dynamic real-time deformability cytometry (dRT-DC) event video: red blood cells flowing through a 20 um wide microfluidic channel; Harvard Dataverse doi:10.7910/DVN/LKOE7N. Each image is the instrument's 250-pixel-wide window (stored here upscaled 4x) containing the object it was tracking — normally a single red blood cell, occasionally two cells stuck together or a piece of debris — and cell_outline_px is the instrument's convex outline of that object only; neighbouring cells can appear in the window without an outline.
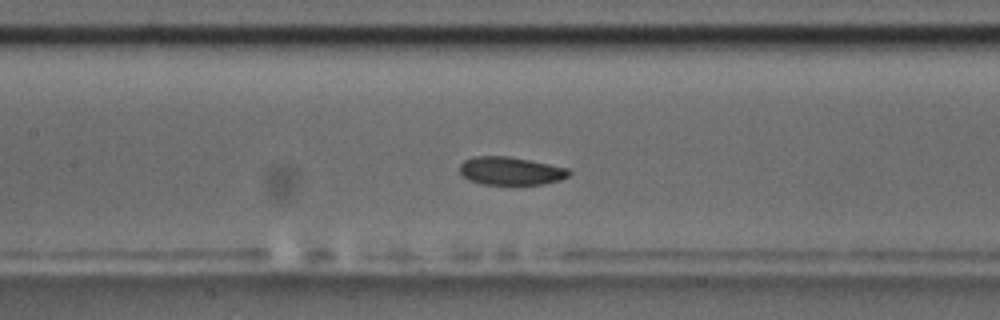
{"species": "common noctule bat (a hibernating species)", "species_latin": "Nyctalus noctula", "temperature_condition": "room temperature", "stored_images_in_passage": 49, "camera_frame_rate_fps": 3000, "um_per_image_px": 0.085, "animal": {"sex": "male", "body_mass_g": 17.5, "forearm_length_mm": 52.3}, "frame": {"image": 1, "passage_image": 18, "time_ms": 5.667, "image_size_px": [1000, 320], "cell_outline_px": [[572, 172], [568, 176], [560, 180], [544, 184], [484, 184], [468, 180], [460, 176], [460, 164], [464, 160], [472, 156], [508, 156], [568, 168]], "centroid_in_image_um": [43.37, 14.53], "position_along_channel_um": 164.0, "area_um2": 17.92}}
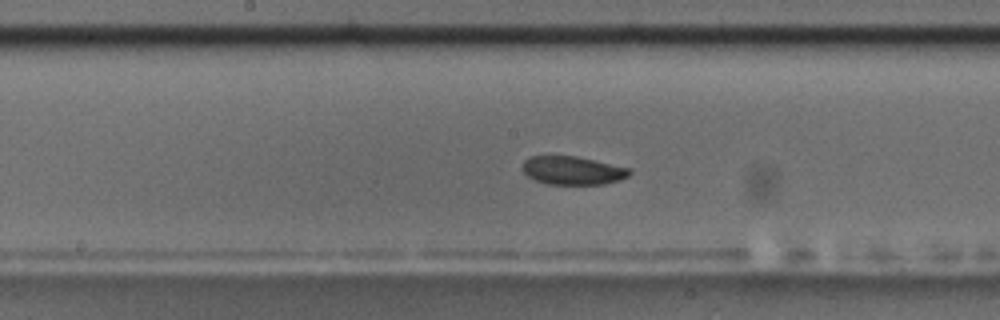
{"frame": {"image": 2, "passage_image": 21, "time_ms": 6.667, "image_size_px": [1000, 320], "cell_outline_px": [[632, 172], [628, 176], [620, 180], [604, 184], [548, 184], [536, 180], [528, 176], [520, 168], [524, 160], [528, 156], [576, 156], [628, 168]], "centroid_in_image_um": [48.63, 14.49], "position_along_channel_um": 199.6, "area_um2": 17.63}}
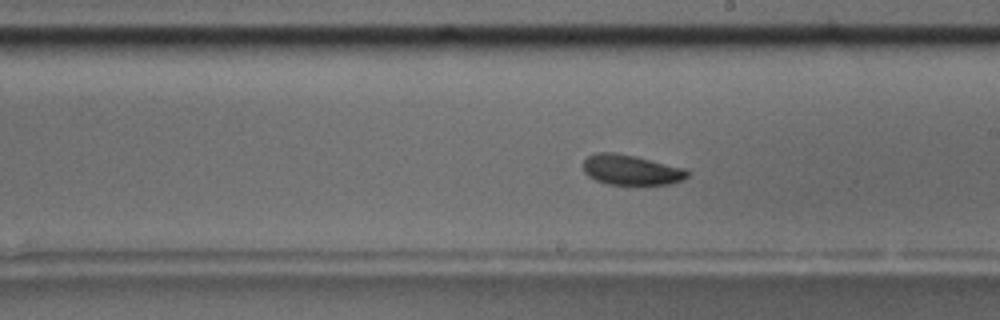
{"frame": {"image": 3, "passage_image": 24, "time_ms": 7.667, "image_size_px": [1000, 320], "cell_outline_px": [[688, 176], [684, 180], [668, 184], [608, 184], [596, 180], [588, 176], [584, 172], [584, 160], [588, 156], [596, 152], [616, 152], [636, 156], [688, 168]], "centroid_in_image_um": [53.68, 14.42], "position_along_channel_um": 235.3, "area_um2": 18.5}, "authors_computed_cell_mechanics": {"area_um2": 18.6116, "velocity_mm_per_s": 3.5945, "shape_relaxation_time_tau1_ms": 6.3346, "shape_relaxation_time_tau2_ms": 5.3282, "deformation_change_tau1": 0.0876, "deformation_change_tau2": 0.1106}}